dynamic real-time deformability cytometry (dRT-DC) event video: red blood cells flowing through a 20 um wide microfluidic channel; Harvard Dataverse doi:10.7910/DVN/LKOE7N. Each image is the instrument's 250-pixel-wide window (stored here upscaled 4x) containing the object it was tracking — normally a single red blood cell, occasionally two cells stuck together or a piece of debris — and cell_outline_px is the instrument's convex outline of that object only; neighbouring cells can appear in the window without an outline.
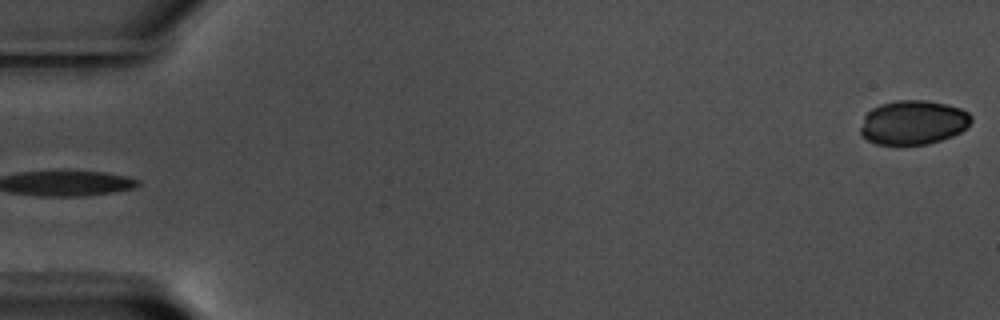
{"species": "common noctule bat (a hibernating species)", "species_latin": "Nyctalus noctula", "temperature_condition": "warm", "stored_images_in_passage": 58, "camera_frame_rate_fps": 3000, "um_per_image_px": 0.085, "animal": {"sex": "male", "body_mass_g": 17.5, "forearm_length_mm": 52.3}, "frame": {"image": 1, "passage_image": 1, "time_ms": 0.0, "image_size_px": [1000, 320], "cell_outline_px": [[972, 120], [968, 128], [952, 136], [928, 144], [876, 144], [868, 140], [860, 132], [860, 128], [864, 116], [872, 108], [880, 104], [896, 100], [924, 100], [948, 104], [960, 108], [968, 112], [972, 116]], "centroid_in_image_um": [77.64, 10.4], "position_along_channel_um": 7.4, "area_um2": 28.61}}
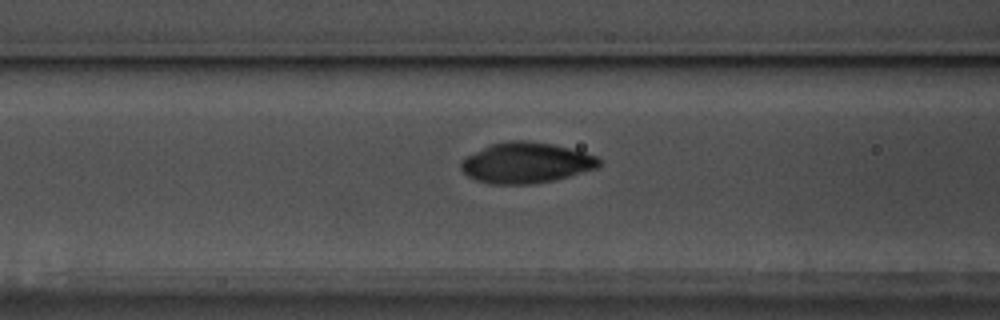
{"frame": {"image": 2, "passage_image": 24, "time_ms": 7.667, "image_size_px": [1000, 320], "cell_outline_px": [[600, 164], [596, 168], [568, 176], [552, 180], [532, 184], [488, 184], [476, 180], [468, 176], [460, 168], [460, 164], [468, 156], [488, 144], [512, 140], [524, 140], [552, 144], [584, 152], [596, 156], [600, 160]], "centroid_in_image_um": [44.69, 13.84], "position_along_channel_um": 121.9, "area_um2": 32.43}}
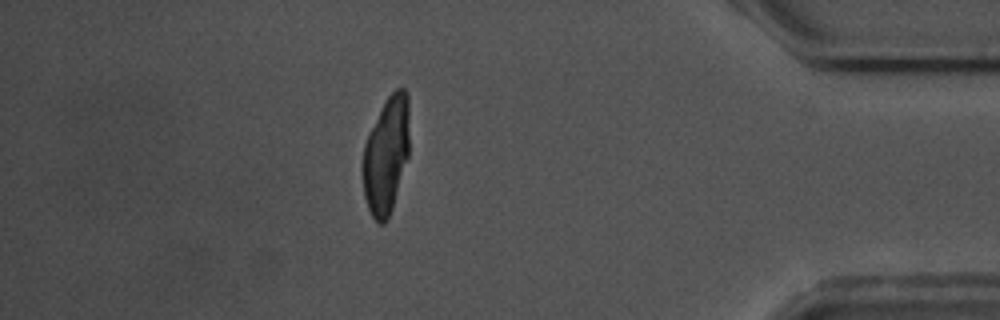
{"frame": {"image": 3, "passage_image": 51, "time_ms": 16.667, "image_size_px": [1000, 320], "cell_outline_px": [[408, 156], [392, 208], [388, 220], [384, 224], [380, 224], [372, 216], [368, 208], [364, 196], [364, 144], [368, 132], [388, 96], [396, 88], [404, 88], [408, 92]], "centroid_in_image_um": [32.84, 13.18], "position_along_channel_um": 402.4, "area_um2": 31.33}}